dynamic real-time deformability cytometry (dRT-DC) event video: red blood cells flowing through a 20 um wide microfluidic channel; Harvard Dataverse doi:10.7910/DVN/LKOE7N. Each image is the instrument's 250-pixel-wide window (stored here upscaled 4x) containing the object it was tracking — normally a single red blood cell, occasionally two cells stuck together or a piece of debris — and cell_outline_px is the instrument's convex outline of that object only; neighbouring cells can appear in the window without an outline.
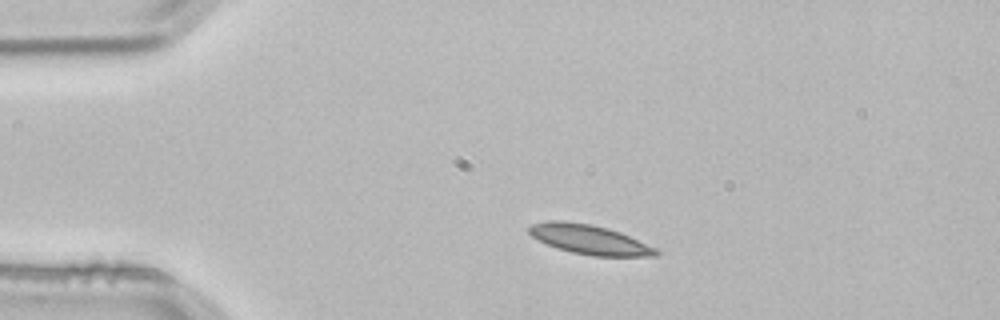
{"species": "common noctule bat (a hibernating species)", "species_latin": "Nyctalus noctula", "temperature_condition": "room temperature", "stored_images_in_passage": 3, "camera_frame_rate_fps": 3000, "um_per_image_px": 0.085, "animal": {"sex": "male", "body_mass_g": 21.5, "forearm_length_mm": 52.0}, "frame": {"image": 1, "passage_image": 2, "time_ms": 0.333, "image_size_px": [1000, 320], "cell_outline_px": [[660, 252], [656, 256], [592, 256], [572, 252], [556, 248], [532, 236], [528, 232], [528, 228], [532, 224], [548, 220], [564, 220], [592, 224], [608, 228], [620, 232], [656, 248]], "centroid_in_image_um": [50.09, 20.35], "position_along_channel_um": 34.9, "area_um2": 21.79}}